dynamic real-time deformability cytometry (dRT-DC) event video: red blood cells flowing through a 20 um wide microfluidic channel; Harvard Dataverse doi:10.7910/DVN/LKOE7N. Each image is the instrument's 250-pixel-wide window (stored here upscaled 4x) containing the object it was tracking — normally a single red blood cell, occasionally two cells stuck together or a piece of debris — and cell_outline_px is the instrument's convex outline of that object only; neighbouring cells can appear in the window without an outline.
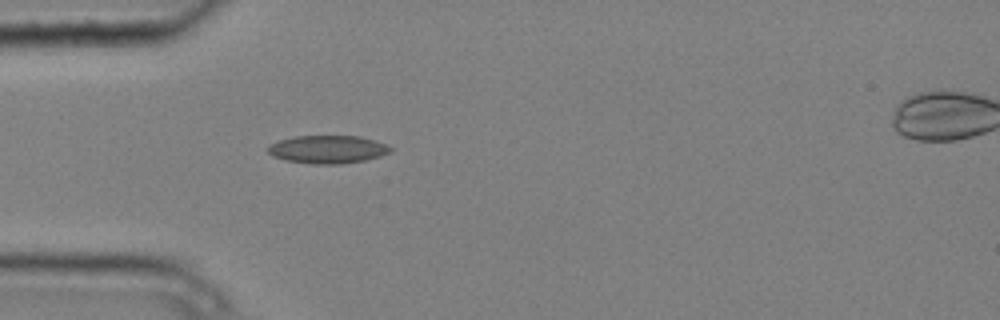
{"species": "common noctule bat (a hibernating species)", "species_latin": "Nyctalus noctula", "temperature_condition": "cold", "stored_images_in_passage": 6, "segment_of_instrument_passage": [1, 2], "camera_frame_rate_fps": 3000, "um_per_image_px": 0.085, "animal": {"sex": "male", "body_mass_g": 20.4}, "frame": {"image": 1, "passage_image": 5, "time_ms": 1.333, "image_size_px": [1000, 320], "cell_outline_px": [[392, 148], [388, 152], [380, 156], [364, 160], [340, 164], [316, 164], [288, 160], [272, 156], [268, 152], [268, 144], [280, 140], [296, 136], [360, 136], [388, 144]], "centroid_in_image_um": [27.85, 12.69], "position_along_channel_um": 57.1, "area_um2": 19.83}}